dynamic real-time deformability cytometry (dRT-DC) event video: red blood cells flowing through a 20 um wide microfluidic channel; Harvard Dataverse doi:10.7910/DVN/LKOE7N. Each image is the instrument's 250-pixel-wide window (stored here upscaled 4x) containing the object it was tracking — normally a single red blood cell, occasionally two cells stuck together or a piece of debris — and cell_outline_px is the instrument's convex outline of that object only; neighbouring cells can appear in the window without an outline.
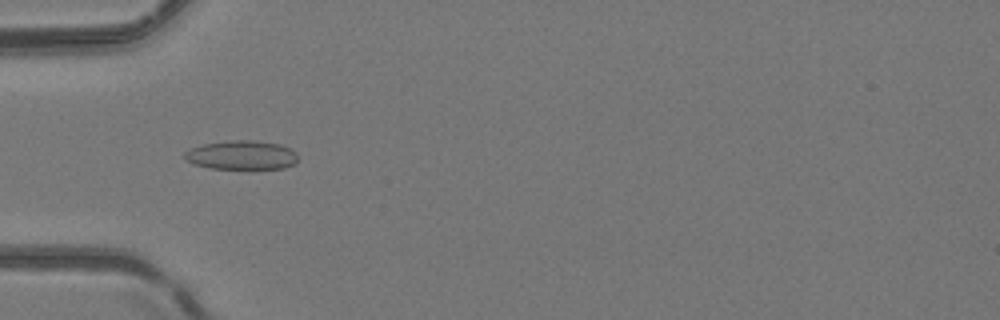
{"species": "common noctule bat (a hibernating species)", "species_latin": "Nyctalus noctula", "temperature_condition": "room temperature", "stored_images_in_passage": 48, "camera_frame_rate_fps": 3000, "um_per_image_px": 0.085, "animal": {"sex": "female", "body_mass_g": 24.6, "forearm_length_mm": 56.2}, "frame": {"image": 1, "passage_image": 14, "time_ms": 4.333, "image_size_px": [1000, 320], "cell_outline_px": [[296, 164], [284, 168], [212, 168], [192, 164], [184, 160], [184, 152], [192, 148], [204, 144], [232, 140], [252, 140], [280, 144], [296, 152]], "centroid_in_image_um": [20.52, 13.18], "position_along_channel_um": 64.5, "area_um2": 19.02}}
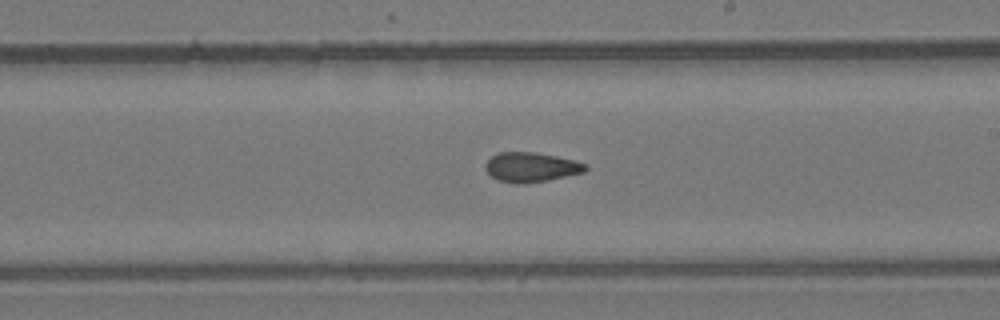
{"frame": {"image": 2, "passage_image": 27, "time_ms": 8.667, "image_size_px": [1000, 320], "cell_outline_px": [[588, 168], [584, 172], [548, 180], [524, 184], [516, 184], [496, 180], [484, 168], [484, 164], [496, 152], [536, 152], [576, 160], [588, 164]], "centroid_in_image_um": [45.14, 14.21], "position_along_channel_um": 243.9, "area_um2": 17.51}}
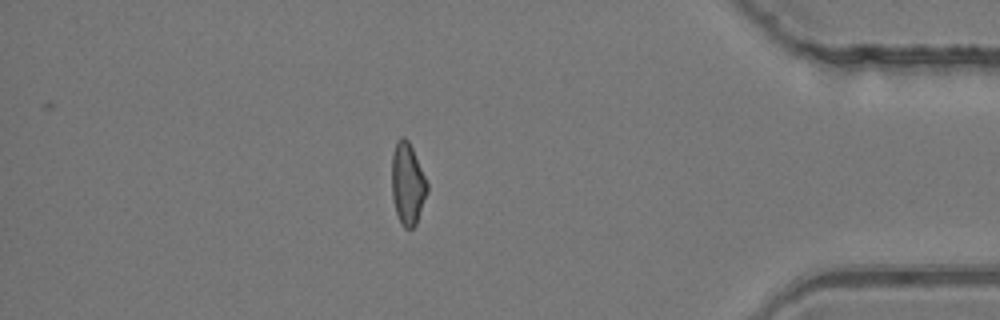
{"frame": {"image": 3, "passage_image": 41, "time_ms": 13.333, "image_size_px": [1000, 320], "cell_outline_px": [[428, 192], [416, 224], [412, 228], [404, 228], [400, 224], [396, 212], [392, 196], [392, 156], [396, 140], [400, 136], [404, 136], [408, 140], [412, 148], [428, 184]], "centroid_in_image_um": [34.64, 15.62], "position_along_channel_um": 400.6, "area_um2": 16.94}, "authors_computed_cell_mechanics": {"area_um2": 17.3978, "velocity_mm_per_s": 4.1681, "shape_relaxation_time_tau1_ms": null, "shape_relaxation_time_tau2_ms": 3.0501, "deformation_change_tau1": null, "deformation_change_tau2": 0.1098}}